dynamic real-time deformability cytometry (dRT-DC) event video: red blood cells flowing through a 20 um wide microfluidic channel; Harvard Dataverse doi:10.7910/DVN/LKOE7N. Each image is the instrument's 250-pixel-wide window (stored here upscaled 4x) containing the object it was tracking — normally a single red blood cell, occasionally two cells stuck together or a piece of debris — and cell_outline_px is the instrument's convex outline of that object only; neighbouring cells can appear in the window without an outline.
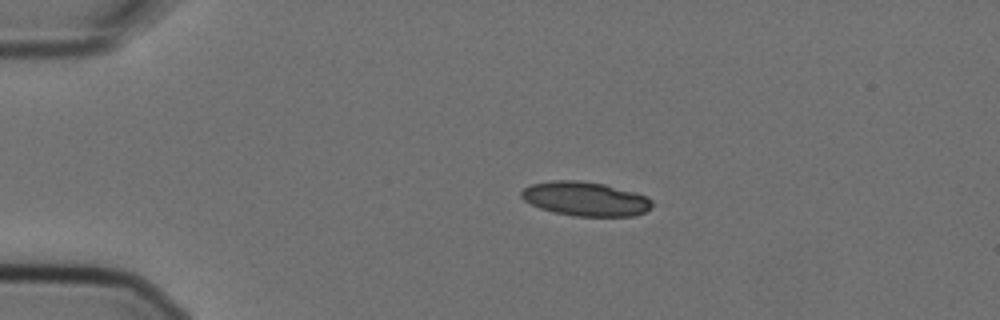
{"species": "Egyptian fruit bat (a non-hibernating species)", "species_latin": "Rousettus aegyptiacus", "temperature_condition": "cold", "stored_images_in_passage": 5, "camera_frame_rate_fps": 3000, "um_per_image_px": 0.085, "animal": {"sex": "female"}, "frame": {"image": 1, "passage_image": 1, "time_ms": 0.0, "image_size_px": [1000, 320], "cell_outline_px": [[652, 204], [644, 212], [632, 216], [576, 216], [552, 212], [540, 208], [524, 200], [520, 196], [520, 192], [524, 188], [532, 184], [552, 180], [580, 180], [604, 184], [636, 192], [648, 196], [652, 200]], "centroid_in_image_um": [49.75, 16.89], "position_along_channel_um": 35.3, "area_um2": 26.07}}
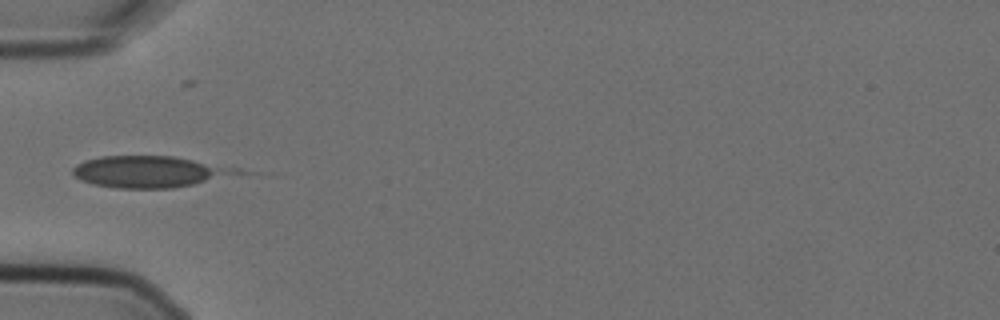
{"frame": {"image": 2, "passage_image": 3, "time_ms": 0.667, "image_size_px": [1000, 320], "cell_outline_px": [[260, 172], [172, 188], [116, 188], [92, 184], [80, 180], [72, 176], [72, 168], [76, 164], [84, 160], [100, 156], [172, 156], [240, 168]], "centroid_in_image_um": [12.85, 14.6], "position_along_channel_um": 72.1, "area_um2": 31.1}}